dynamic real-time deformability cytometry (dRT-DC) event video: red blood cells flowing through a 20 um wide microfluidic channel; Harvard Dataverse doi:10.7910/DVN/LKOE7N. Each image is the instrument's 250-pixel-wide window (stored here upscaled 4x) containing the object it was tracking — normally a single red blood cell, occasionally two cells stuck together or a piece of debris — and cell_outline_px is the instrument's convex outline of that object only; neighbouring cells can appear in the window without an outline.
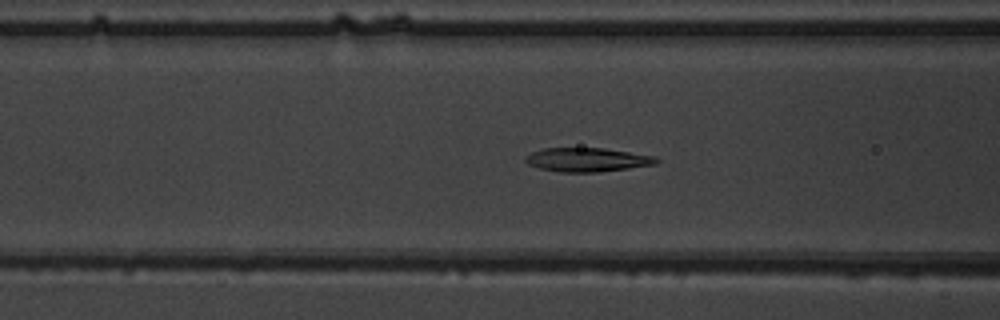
{"species": "common noctule bat (a hibernating species)", "species_latin": "Nyctalus noctula", "temperature_condition": "warm", "stored_images_in_passage": 51, "camera_frame_rate_fps": 3000, "um_per_image_px": 0.085, "animal": {"sex": "male", "body_mass_g": 19.5, "forearm_length_mm": 54.6}, "frame": {"image": 1, "passage_image": 21, "time_ms": 6.667, "image_size_px": [1000, 320], "cell_outline_px": [[660, 160], [656, 164], [600, 172], [560, 172], [540, 168], [528, 164], [524, 160], [524, 156], [532, 152], [544, 148], [604, 148], [656, 156]], "centroid_in_image_um": [49.92, 13.57], "position_along_channel_um": 116.7, "area_um2": 18.26}}
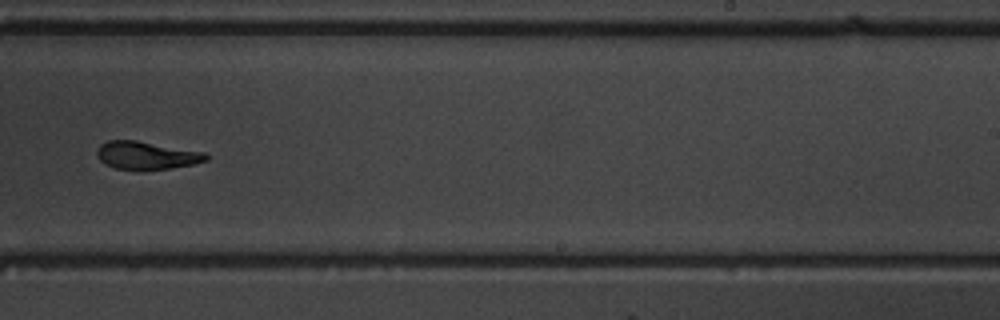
{"frame": {"image": 2, "passage_image": 33, "time_ms": 10.667, "image_size_px": [1000, 320], "cell_outline_px": [[208, 160], [192, 164], [172, 168], [140, 172], [116, 168], [104, 164], [96, 156], [96, 152], [100, 144], [108, 140], [136, 140], [204, 152], [208, 156]], "centroid_in_image_um": [12.41, 13.23], "position_along_channel_um": 276.6, "area_um2": 18.15}}
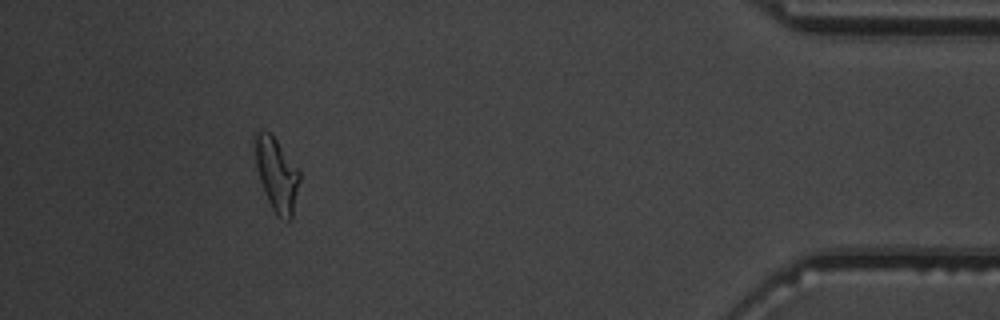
{"frame": {"image": 3, "passage_image": 47, "time_ms": 15.333, "image_size_px": [1000, 320], "cell_outline_px": [[300, 180], [292, 216], [288, 220], [276, 216], [264, 192], [260, 180], [256, 164], [256, 132], [268, 132], [276, 140], [300, 172]], "centroid_in_image_um": [23.54, 14.89], "position_along_channel_um": 411.7, "area_um2": 18.32}, "authors_computed_cell_mechanics": {"area_um2": 18.6116, "velocity_mm_per_s": 4.0145, "shape_relaxation_time_tau1_ms": 4.4029, "shape_relaxation_time_tau2_ms": 1.0682, "deformation_change_tau1": 0.164, "deformation_change_tau2": 0.0671}}